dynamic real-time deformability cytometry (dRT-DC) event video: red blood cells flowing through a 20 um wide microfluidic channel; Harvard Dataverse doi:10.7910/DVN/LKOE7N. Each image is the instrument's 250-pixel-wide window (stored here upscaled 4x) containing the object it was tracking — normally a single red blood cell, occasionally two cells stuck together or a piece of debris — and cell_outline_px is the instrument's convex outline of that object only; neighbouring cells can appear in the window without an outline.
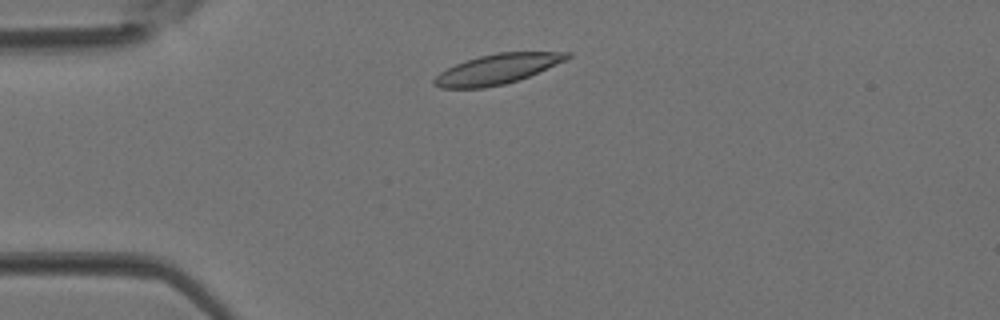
{"species": "Egyptian fruit bat (a non-hibernating species)", "species_latin": "Rousettus aegyptiacus", "temperature_condition": "room temperature", "stored_images_in_passage": 2, "camera_frame_rate_fps": 3000, "um_per_image_px": 0.085, "animal": {"sex": "female"}, "frame": {"image": 1, "passage_image": 2, "time_ms": 0.333, "image_size_px": [1000, 320], "cell_outline_px": [[572, 56], [564, 60], [520, 80], [504, 84], [484, 88], [440, 88], [432, 84], [432, 80], [440, 72], [456, 64], [480, 56], [500, 52], [572, 52]], "centroid_in_image_um": [42.23, 5.88], "position_along_channel_um": 42.8, "area_um2": 22.95}}